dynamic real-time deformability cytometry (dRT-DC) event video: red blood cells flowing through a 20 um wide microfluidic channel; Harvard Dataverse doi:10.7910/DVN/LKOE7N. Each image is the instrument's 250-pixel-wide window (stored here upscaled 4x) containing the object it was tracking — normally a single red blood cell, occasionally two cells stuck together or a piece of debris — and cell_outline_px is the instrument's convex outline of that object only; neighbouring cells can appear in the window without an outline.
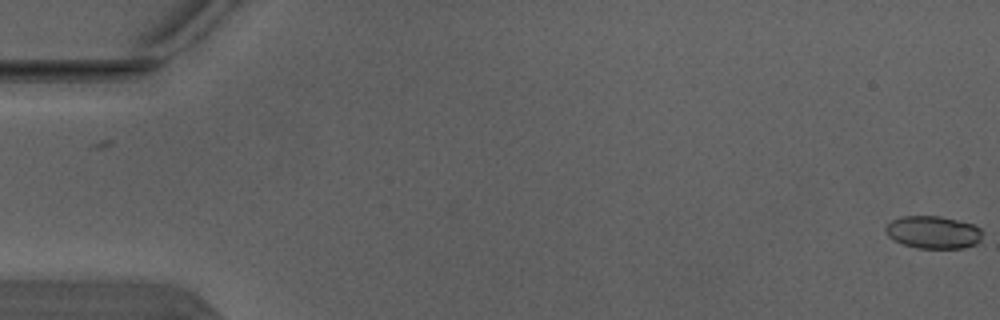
{"species": "Egyptian fruit bat (a non-hibernating species)", "species_latin": "Rousettus aegyptiacus", "temperature_condition": "warm", "stored_images_in_passage": 5, "camera_frame_rate_fps": 3000, "um_per_image_px": 0.085, "animal": {"sex": "male"}, "frame": {"image": 1, "passage_image": 1, "time_ms": 0.0, "image_size_px": [1000, 320], "cell_outline_px": [[984, 232], [980, 240], [976, 244], [964, 248], [916, 248], [904, 244], [888, 236], [884, 232], [884, 228], [892, 220], [904, 216], [940, 216], [972, 224], [980, 228]], "centroid_in_image_um": [79.34, 19.74], "position_along_channel_um": 5.7, "area_um2": 18.38}}
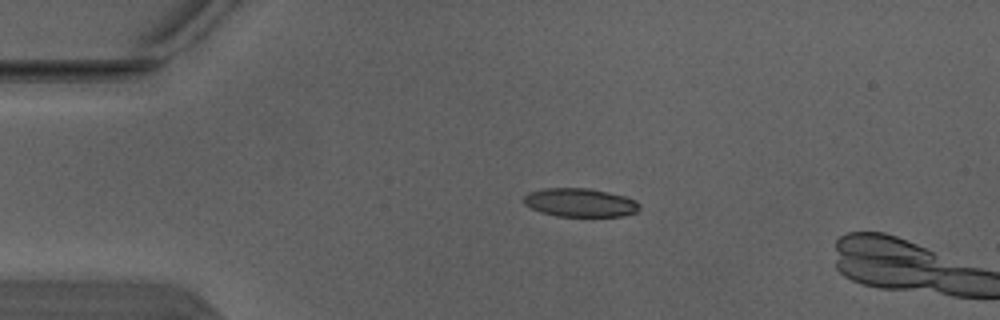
{"frame": {"image": 2, "passage_image": 4, "time_ms": 1.0, "image_size_px": [1000, 320], "cell_outline_px": [[640, 208], [636, 212], [624, 216], [556, 216], [540, 212], [524, 204], [524, 196], [528, 192], [544, 188], [588, 188], [624, 196], [636, 200], [640, 204]], "centroid_in_image_um": [49.31, 17.22], "position_along_channel_um": 35.7, "area_um2": 19.25}}